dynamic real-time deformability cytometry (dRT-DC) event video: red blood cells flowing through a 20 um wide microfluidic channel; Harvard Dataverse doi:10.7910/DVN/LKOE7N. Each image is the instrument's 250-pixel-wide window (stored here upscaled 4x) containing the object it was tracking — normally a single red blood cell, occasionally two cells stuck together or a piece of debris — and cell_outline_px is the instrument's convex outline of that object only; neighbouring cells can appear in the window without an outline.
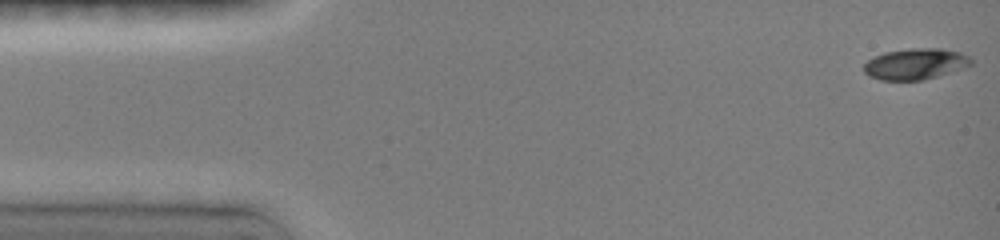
{"species": "common noctule bat (a hibernating species)", "species_latin": "Nyctalus noctula", "temperature_condition": "room temperature", "stored_images_in_passage": 48, "camera_frame_rate_fps": 3000, "um_per_image_px": 0.085, "animal": {"sex": "female", "body_mass_g": 19.0, "forearm_length_mm": 51.5}, "frame": {"image": 1, "passage_image": 1, "time_ms": 0.0, "image_size_px": [1000, 240], "cell_outline_px": [[972, 64], [964, 68], [924, 80], [880, 80], [868, 76], [864, 72], [864, 64], [868, 60], [884, 52], [912, 48], [940, 48], [960, 52], [968, 56], [972, 60]], "centroid_in_image_um": [77.81, 5.44], "position_along_channel_um": 7.2, "area_um2": 19.42}}
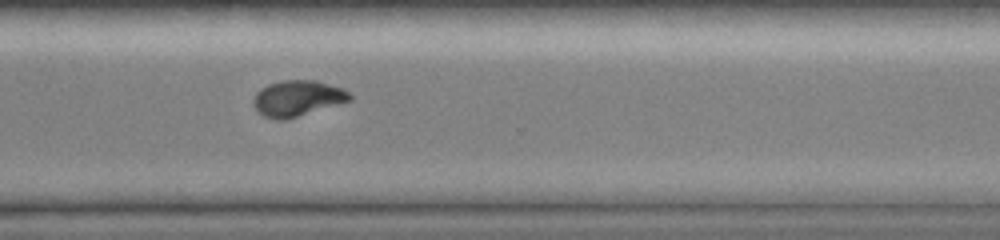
{"frame": {"image": 2, "passage_image": 36, "time_ms": 11.333, "image_size_px": [1000, 240], "cell_outline_px": [[352, 100], [284, 120], [276, 120], [264, 116], [256, 112], [252, 104], [252, 100], [256, 92], [260, 88], [268, 84], [284, 80], [316, 80], [340, 88], [348, 92], [352, 96]], "centroid_in_image_um": [25.22, 8.36], "position_along_channel_um": 345.4, "area_um2": 20.11}}
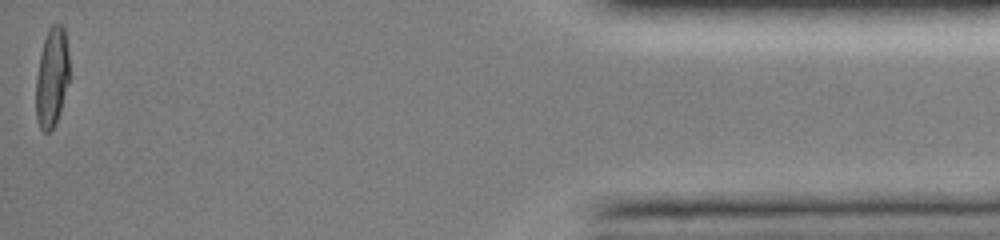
{"frame": {"image": 3, "passage_image": 48, "time_ms": 15.333, "image_size_px": [1000, 240], "cell_outline_px": [[68, 80], [60, 112], [52, 128], [48, 132], [44, 132], [40, 128], [36, 116], [36, 76], [40, 52], [48, 28], [52, 24], [60, 24], [64, 28], [68, 52]], "centroid_in_image_um": [4.39, 6.55], "position_along_channel_um": 430.8, "area_um2": 19.13}, "authors_computed_cell_mechanics": {"area_um2": 19.8254, "velocity_mm_per_s": 4.0515, "shape_relaxation_time_tau1_ms": 4.4592, "shape_relaxation_time_tau2_ms": 2.1435, "deformation_change_tau1": 0.1805, "deformation_change_tau2": 0.0483}}